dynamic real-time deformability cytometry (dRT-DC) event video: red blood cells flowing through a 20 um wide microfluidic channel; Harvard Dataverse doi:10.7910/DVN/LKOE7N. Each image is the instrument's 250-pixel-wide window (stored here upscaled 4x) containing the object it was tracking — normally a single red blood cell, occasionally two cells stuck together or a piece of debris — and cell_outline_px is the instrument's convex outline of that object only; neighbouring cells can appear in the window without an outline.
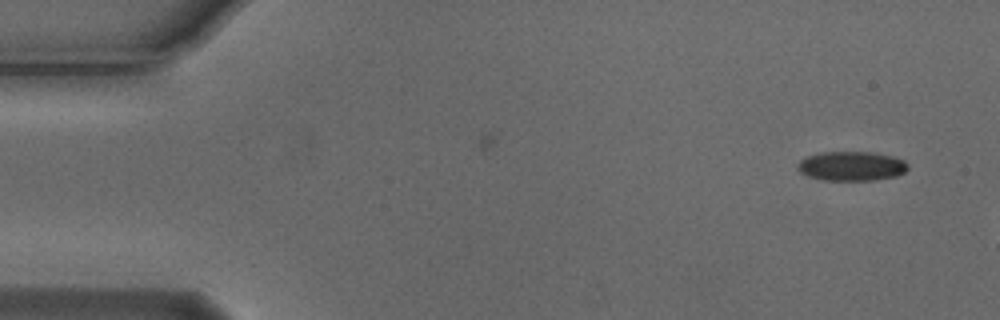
{"species": "Egyptian fruit bat (a non-hibernating species)", "species_latin": "Rousettus aegyptiacus", "temperature_condition": "cold", "stored_images_in_passage": 3, "camera_frame_rate_fps": 3000, "um_per_image_px": 0.085, "animal": {"sex": "male"}, "frame": {"image": 1, "passage_image": 3, "time_ms": 0.667, "image_size_px": [1000, 320], "cell_outline_px": [[908, 168], [904, 172], [896, 176], [876, 180], [824, 180], [808, 176], [800, 172], [796, 168], [796, 164], [800, 160], [808, 156], [820, 152], [872, 152], [892, 156], [904, 160], [908, 164]], "centroid_in_image_um": [72.37, 14.12], "position_along_channel_um": 12.6, "area_um2": 18.96}}